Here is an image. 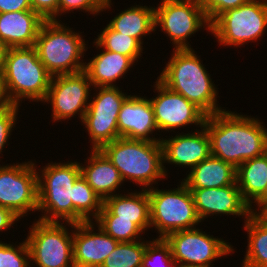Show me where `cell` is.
I'll return each mask as SVG.
<instances>
[{"label":"cell","mask_w":267,"mask_h":267,"mask_svg":"<svg viewBox=\"0 0 267 267\" xmlns=\"http://www.w3.org/2000/svg\"><path fill=\"white\" fill-rule=\"evenodd\" d=\"M263 124V125H262ZM258 118L231 110L208 115L204 122L211 155L236 169L246 160L267 152V129Z\"/></svg>","instance_id":"1"},{"label":"cell","mask_w":267,"mask_h":267,"mask_svg":"<svg viewBox=\"0 0 267 267\" xmlns=\"http://www.w3.org/2000/svg\"><path fill=\"white\" fill-rule=\"evenodd\" d=\"M194 49H173L157 78L162 84L194 103L207 116L223 111L217 104L218 90Z\"/></svg>","instance_id":"2"},{"label":"cell","mask_w":267,"mask_h":267,"mask_svg":"<svg viewBox=\"0 0 267 267\" xmlns=\"http://www.w3.org/2000/svg\"><path fill=\"white\" fill-rule=\"evenodd\" d=\"M100 150L120 172L124 181L131 180L133 184L143 186L141 189L153 188V184L168 175L160 141L119 137Z\"/></svg>","instance_id":"3"},{"label":"cell","mask_w":267,"mask_h":267,"mask_svg":"<svg viewBox=\"0 0 267 267\" xmlns=\"http://www.w3.org/2000/svg\"><path fill=\"white\" fill-rule=\"evenodd\" d=\"M59 21H45L35 40L38 58L53 77L84 71V52L87 48L84 36L74 32Z\"/></svg>","instance_id":"4"},{"label":"cell","mask_w":267,"mask_h":267,"mask_svg":"<svg viewBox=\"0 0 267 267\" xmlns=\"http://www.w3.org/2000/svg\"><path fill=\"white\" fill-rule=\"evenodd\" d=\"M3 77L9 100L18 106L26 98L32 102H43L52 78L34 46L9 48Z\"/></svg>","instance_id":"5"},{"label":"cell","mask_w":267,"mask_h":267,"mask_svg":"<svg viewBox=\"0 0 267 267\" xmlns=\"http://www.w3.org/2000/svg\"><path fill=\"white\" fill-rule=\"evenodd\" d=\"M38 212L43 222L73 223V185L81 175L80 162L48 163L38 169Z\"/></svg>","instance_id":"6"},{"label":"cell","mask_w":267,"mask_h":267,"mask_svg":"<svg viewBox=\"0 0 267 267\" xmlns=\"http://www.w3.org/2000/svg\"><path fill=\"white\" fill-rule=\"evenodd\" d=\"M177 188L147 189L150 199V227L159 233L157 238L168 234L195 228L202 222L196 212L192 192L181 181Z\"/></svg>","instance_id":"7"},{"label":"cell","mask_w":267,"mask_h":267,"mask_svg":"<svg viewBox=\"0 0 267 267\" xmlns=\"http://www.w3.org/2000/svg\"><path fill=\"white\" fill-rule=\"evenodd\" d=\"M267 28V0H249L221 13L211 24L210 32L220 45L237 48L256 42Z\"/></svg>","instance_id":"8"},{"label":"cell","mask_w":267,"mask_h":267,"mask_svg":"<svg viewBox=\"0 0 267 267\" xmlns=\"http://www.w3.org/2000/svg\"><path fill=\"white\" fill-rule=\"evenodd\" d=\"M65 224L70 225L72 233ZM29 228L26 241L32 263L38 267H75L72 251L73 223L37 220Z\"/></svg>","instance_id":"9"},{"label":"cell","mask_w":267,"mask_h":267,"mask_svg":"<svg viewBox=\"0 0 267 267\" xmlns=\"http://www.w3.org/2000/svg\"><path fill=\"white\" fill-rule=\"evenodd\" d=\"M154 11L155 29L161 27L174 49H192L187 41L190 36L203 28L210 32V23L196 0H161Z\"/></svg>","instance_id":"10"},{"label":"cell","mask_w":267,"mask_h":267,"mask_svg":"<svg viewBox=\"0 0 267 267\" xmlns=\"http://www.w3.org/2000/svg\"><path fill=\"white\" fill-rule=\"evenodd\" d=\"M96 94L91 97L87 111L82 119L92 150H100L120 136L118 134V114L122 104L130 96L119 87H92Z\"/></svg>","instance_id":"11"},{"label":"cell","mask_w":267,"mask_h":267,"mask_svg":"<svg viewBox=\"0 0 267 267\" xmlns=\"http://www.w3.org/2000/svg\"><path fill=\"white\" fill-rule=\"evenodd\" d=\"M33 161L10 165L0 164V206L11 210L20 219L38 211V177Z\"/></svg>","instance_id":"12"},{"label":"cell","mask_w":267,"mask_h":267,"mask_svg":"<svg viewBox=\"0 0 267 267\" xmlns=\"http://www.w3.org/2000/svg\"><path fill=\"white\" fill-rule=\"evenodd\" d=\"M164 239L174 260L197 267H211L213 261L235 251L228 242L196 227L172 232Z\"/></svg>","instance_id":"13"},{"label":"cell","mask_w":267,"mask_h":267,"mask_svg":"<svg viewBox=\"0 0 267 267\" xmlns=\"http://www.w3.org/2000/svg\"><path fill=\"white\" fill-rule=\"evenodd\" d=\"M91 86L85 71L53 76L43 101L52 106L53 121L71 120L76 114L82 121L90 102Z\"/></svg>","instance_id":"14"},{"label":"cell","mask_w":267,"mask_h":267,"mask_svg":"<svg viewBox=\"0 0 267 267\" xmlns=\"http://www.w3.org/2000/svg\"><path fill=\"white\" fill-rule=\"evenodd\" d=\"M157 96L150 98L154 110V119L158 130H174L195 124L204 126L207 115L194 103L172 91L158 79L155 82Z\"/></svg>","instance_id":"15"},{"label":"cell","mask_w":267,"mask_h":267,"mask_svg":"<svg viewBox=\"0 0 267 267\" xmlns=\"http://www.w3.org/2000/svg\"><path fill=\"white\" fill-rule=\"evenodd\" d=\"M93 221L74 224L73 263L75 267H101L119 243Z\"/></svg>","instance_id":"16"},{"label":"cell","mask_w":267,"mask_h":267,"mask_svg":"<svg viewBox=\"0 0 267 267\" xmlns=\"http://www.w3.org/2000/svg\"><path fill=\"white\" fill-rule=\"evenodd\" d=\"M192 192L196 212L201 221L218 215L242 216L246 220L251 207L244 201L237 184L220 188L189 189Z\"/></svg>","instance_id":"17"},{"label":"cell","mask_w":267,"mask_h":267,"mask_svg":"<svg viewBox=\"0 0 267 267\" xmlns=\"http://www.w3.org/2000/svg\"><path fill=\"white\" fill-rule=\"evenodd\" d=\"M201 129V130H200ZM193 133H179L169 139L161 138L163 163L190 170L211 155L210 140L203 126Z\"/></svg>","instance_id":"18"},{"label":"cell","mask_w":267,"mask_h":267,"mask_svg":"<svg viewBox=\"0 0 267 267\" xmlns=\"http://www.w3.org/2000/svg\"><path fill=\"white\" fill-rule=\"evenodd\" d=\"M118 134L120 137L145 141H160L151 137L158 130L151 101L147 97L131 95L122 104L118 114Z\"/></svg>","instance_id":"19"},{"label":"cell","mask_w":267,"mask_h":267,"mask_svg":"<svg viewBox=\"0 0 267 267\" xmlns=\"http://www.w3.org/2000/svg\"><path fill=\"white\" fill-rule=\"evenodd\" d=\"M44 22L33 10L0 13V41L9 48L34 46Z\"/></svg>","instance_id":"20"},{"label":"cell","mask_w":267,"mask_h":267,"mask_svg":"<svg viewBox=\"0 0 267 267\" xmlns=\"http://www.w3.org/2000/svg\"><path fill=\"white\" fill-rule=\"evenodd\" d=\"M99 216H117V219L131 220L144 233L150 227V199L148 191L115 194L103 201Z\"/></svg>","instance_id":"21"},{"label":"cell","mask_w":267,"mask_h":267,"mask_svg":"<svg viewBox=\"0 0 267 267\" xmlns=\"http://www.w3.org/2000/svg\"><path fill=\"white\" fill-rule=\"evenodd\" d=\"M94 45L102 52L85 63L84 69L92 86L117 87L113 82L127 74L135 62L129 56L103 49L96 41Z\"/></svg>","instance_id":"22"},{"label":"cell","mask_w":267,"mask_h":267,"mask_svg":"<svg viewBox=\"0 0 267 267\" xmlns=\"http://www.w3.org/2000/svg\"><path fill=\"white\" fill-rule=\"evenodd\" d=\"M86 164H80L81 175L102 201L115 195L124 183L120 172L101 150H91Z\"/></svg>","instance_id":"23"},{"label":"cell","mask_w":267,"mask_h":267,"mask_svg":"<svg viewBox=\"0 0 267 267\" xmlns=\"http://www.w3.org/2000/svg\"><path fill=\"white\" fill-rule=\"evenodd\" d=\"M182 181L188 189L220 188L237 184L236 168L230 163L210 155L193 167Z\"/></svg>","instance_id":"24"},{"label":"cell","mask_w":267,"mask_h":267,"mask_svg":"<svg viewBox=\"0 0 267 267\" xmlns=\"http://www.w3.org/2000/svg\"><path fill=\"white\" fill-rule=\"evenodd\" d=\"M236 182L244 201L252 207L267 189V152L243 162L236 169Z\"/></svg>","instance_id":"25"},{"label":"cell","mask_w":267,"mask_h":267,"mask_svg":"<svg viewBox=\"0 0 267 267\" xmlns=\"http://www.w3.org/2000/svg\"><path fill=\"white\" fill-rule=\"evenodd\" d=\"M108 25L119 33L136 38L143 45V36L156 31L154 7L131 6L119 12Z\"/></svg>","instance_id":"26"},{"label":"cell","mask_w":267,"mask_h":267,"mask_svg":"<svg viewBox=\"0 0 267 267\" xmlns=\"http://www.w3.org/2000/svg\"><path fill=\"white\" fill-rule=\"evenodd\" d=\"M244 223L248 244L242 267H267V220L252 213Z\"/></svg>","instance_id":"27"},{"label":"cell","mask_w":267,"mask_h":267,"mask_svg":"<svg viewBox=\"0 0 267 267\" xmlns=\"http://www.w3.org/2000/svg\"><path fill=\"white\" fill-rule=\"evenodd\" d=\"M73 224L96 220L103 206L102 199L80 175L73 185ZM91 216L93 219H91Z\"/></svg>","instance_id":"28"},{"label":"cell","mask_w":267,"mask_h":267,"mask_svg":"<svg viewBox=\"0 0 267 267\" xmlns=\"http://www.w3.org/2000/svg\"><path fill=\"white\" fill-rule=\"evenodd\" d=\"M95 41L103 49L129 56L134 62H138L143 53V45L136 38L119 33L108 24L98 34Z\"/></svg>","instance_id":"29"},{"label":"cell","mask_w":267,"mask_h":267,"mask_svg":"<svg viewBox=\"0 0 267 267\" xmlns=\"http://www.w3.org/2000/svg\"><path fill=\"white\" fill-rule=\"evenodd\" d=\"M146 241L119 242L101 267H141Z\"/></svg>","instance_id":"30"},{"label":"cell","mask_w":267,"mask_h":267,"mask_svg":"<svg viewBox=\"0 0 267 267\" xmlns=\"http://www.w3.org/2000/svg\"><path fill=\"white\" fill-rule=\"evenodd\" d=\"M95 223L96 226L99 225L109 236L118 242L141 240V233H144L131 220L117 219V216H98Z\"/></svg>","instance_id":"31"},{"label":"cell","mask_w":267,"mask_h":267,"mask_svg":"<svg viewBox=\"0 0 267 267\" xmlns=\"http://www.w3.org/2000/svg\"><path fill=\"white\" fill-rule=\"evenodd\" d=\"M141 267H177V261L171 254V247L164 238L146 241Z\"/></svg>","instance_id":"32"},{"label":"cell","mask_w":267,"mask_h":267,"mask_svg":"<svg viewBox=\"0 0 267 267\" xmlns=\"http://www.w3.org/2000/svg\"><path fill=\"white\" fill-rule=\"evenodd\" d=\"M30 250L25 240L19 245L0 241V267H31Z\"/></svg>","instance_id":"33"},{"label":"cell","mask_w":267,"mask_h":267,"mask_svg":"<svg viewBox=\"0 0 267 267\" xmlns=\"http://www.w3.org/2000/svg\"><path fill=\"white\" fill-rule=\"evenodd\" d=\"M203 8L205 15L211 24L221 13L237 8L249 0H196Z\"/></svg>","instance_id":"34"},{"label":"cell","mask_w":267,"mask_h":267,"mask_svg":"<svg viewBox=\"0 0 267 267\" xmlns=\"http://www.w3.org/2000/svg\"><path fill=\"white\" fill-rule=\"evenodd\" d=\"M19 106L12 105L11 107L0 111V154L5 148V144L9 136L12 134V130L16 125V119L18 115Z\"/></svg>","instance_id":"35"},{"label":"cell","mask_w":267,"mask_h":267,"mask_svg":"<svg viewBox=\"0 0 267 267\" xmlns=\"http://www.w3.org/2000/svg\"><path fill=\"white\" fill-rule=\"evenodd\" d=\"M101 7L102 5L97 0H59L58 17L73 10H83V12L96 15L102 12Z\"/></svg>","instance_id":"36"},{"label":"cell","mask_w":267,"mask_h":267,"mask_svg":"<svg viewBox=\"0 0 267 267\" xmlns=\"http://www.w3.org/2000/svg\"><path fill=\"white\" fill-rule=\"evenodd\" d=\"M32 10L45 21H58L59 0H29ZM58 18V19H57Z\"/></svg>","instance_id":"37"},{"label":"cell","mask_w":267,"mask_h":267,"mask_svg":"<svg viewBox=\"0 0 267 267\" xmlns=\"http://www.w3.org/2000/svg\"><path fill=\"white\" fill-rule=\"evenodd\" d=\"M32 10L29 0H0V13Z\"/></svg>","instance_id":"38"},{"label":"cell","mask_w":267,"mask_h":267,"mask_svg":"<svg viewBox=\"0 0 267 267\" xmlns=\"http://www.w3.org/2000/svg\"><path fill=\"white\" fill-rule=\"evenodd\" d=\"M19 219L11 210L0 206V232L11 228Z\"/></svg>","instance_id":"39"},{"label":"cell","mask_w":267,"mask_h":267,"mask_svg":"<svg viewBox=\"0 0 267 267\" xmlns=\"http://www.w3.org/2000/svg\"><path fill=\"white\" fill-rule=\"evenodd\" d=\"M13 104L8 98L3 74H0V111L11 107Z\"/></svg>","instance_id":"40"},{"label":"cell","mask_w":267,"mask_h":267,"mask_svg":"<svg viewBox=\"0 0 267 267\" xmlns=\"http://www.w3.org/2000/svg\"><path fill=\"white\" fill-rule=\"evenodd\" d=\"M255 204L258 206V208L255 210L254 206H252L251 207L252 213L262 214L267 209V189H266L264 195ZM257 210H258V212H257Z\"/></svg>","instance_id":"41"},{"label":"cell","mask_w":267,"mask_h":267,"mask_svg":"<svg viewBox=\"0 0 267 267\" xmlns=\"http://www.w3.org/2000/svg\"><path fill=\"white\" fill-rule=\"evenodd\" d=\"M9 47L0 41V74H3L5 67L6 54Z\"/></svg>","instance_id":"42"},{"label":"cell","mask_w":267,"mask_h":267,"mask_svg":"<svg viewBox=\"0 0 267 267\" xmlns=\"http://www.w3.org/2000/svg\"><path fill=\"white\" fill-rule=\"evenodd\" d=\"M97 1L102 5L101 11L111 8L112 5L111 0H97Z\"/></svg>","instance_id":"43"},{"label":"cell","mask_w":267,"mask_h":267,"mask_svg":"<svg viewBox=\"0 0 267 267\" xmlns=\"http://www.w3.org/2000/svg\"><path fill=\"white\" fill-rule=\"evenodd\" d=\"M177 267H197V266H192V265H187V264H181L177 262Z\"/></svg>","instance_id":"44"},{"label":"cell","mask_w":267,"mask_h":267,"mask_svg":"<svg viewBox=\"0 0 267 267\" xmlns=\"http://www.w3.org/2000/svg\"><path fill=\"white\" fill-rule=\"evenodd\" d=\"M261 215L267 220V209Z\"/></svg>","instance_id":"45"}]
</instances>
